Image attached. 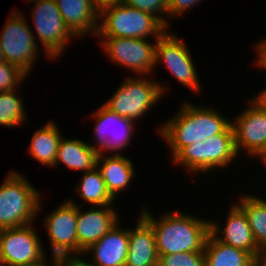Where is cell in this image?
<instances>
[{"instance_id": "cell-32", "label": "cell", "mask_w": 266, "mask_h": 266, "mask_svg": "<svg viewBox=\"0 0 266 266\" xmlns=\"http://www.w3.org/2000/svg\"><path fill=\"white\" fill-rule=\"evenodd\" d=\"M253 46L255 54H257V57H255L254 66L260 70L262 69L266 71V37L259 40V42L257 41V43Z\"/></svg>"}, {"instance_id": "cell-16", "label": "cell", "mask_w": 266, "mask_h": 266, "mask_svg": "<svg viewBox=\"0 0 266 266\" xmlns=\"http://www.w3.org/2000/svg\"><path fill=\"white\" fill-rule=\"evenodd\" d=\"M224 224L210 218V233L221 243L240 248L253 257L258 249L248 218L242 208L234 201L229 205Z\"/></svg>"}, {"instance_id": "cell-6", "label": "cell", "mask_w": 266, "mask_h": 266, "mask_svg": "<svg viewBox=\"0 0 266 266\" xmlns=\"http://www.w3.org/2000/svg\"><path fill=\"white\" fill-rule=\"evenodd\" d=\"M121 82L104 105L116 114L135 122L144 119L146 113L150 112L167 92L164 83L159 80L157 82L150 76L130 75Z\"/></svg>"}, {"instance_id": "cell-10", "label": "cell", "mask_w": 266, "mask_h": 266, "mask_svg": "<svg viewBox=\"0 0 266 266\" xmlns=\"http://www.w3.org/2000/svg\"><path fill=\"white\" fill-rule=\"evenodd\" d=\"M101 50L115 65L136 76H151L155 72L156 44L144 38L97 37Z\"/></svg>"}, {"instance_id": "cell-4", "label": "cell", "mask_w": 266, "mask_h": 266, "mask_svg": "<svg viewBox=\"0 0 266 266\" xmlns=\"http://www.w3.org/2000/svg\"><path fill=\"white\" fill-rule=\"evenodd\" d=\"M20 171L11 170L0 185V229L36 222L42 212V193Z\"/></svg>"}, {"instance_id": "cell-8", "label": "cell", "mask_w": 266, "mask_h": 266, "mask_svg": "<svg viewBox=\"0 0 266 266\" xmlns=\"http://www.w3.org/2000/svg\"><path fill=\"white\" fill-rule=\"evenodd\" d=\"M0 32L2 54L8 63L18 66L28 76L39 58V45L22 10L13 9Z\"/></svg>"}, {"instance_id": "cell-36", "label": "cell", "mask_w": 266, "mask_h": 266, "mask_svg": "<svg viewBox=\"0 0 266 266\" xmlns=\"http://www.w3.org/2000/svg\"><path fill=\"white\" fill-rule=\"evenodd\" d=\"M255 160H259L261 164H263L266 168V150Z\"/></svg>"}, {"instance_id": "cell-37", "label": "cell", "mask_w": 266, "mask_h": 266, "mask_svg": "<svg viewBox=\"0 0 266 266\" xmlns=\"http://www.w3.org/2000/svg\"><path fill=\"white\" fill-rule=\"evenodd\" d=\"M5 61L3 54H2V48H1V44H0V62Z\"/></svg>"}, {"instance_id": "cell-19", "label": "cell", "mask_w": 266, "mask_h": 266, "mask_svg": "<svg viewBox=\"0 0 266 266\" xmlns=\"http://www.w3.org/2000/svg\"><path fill=\"white\" fill-rule=\"evenodd\" d=\"M129 228L128 254L125 266H158L156 237L151 224L140 214Z\"/></svg>"}, {"instance_id": "cell-38", "label": "cell", "mask_w": 266, "mask_h": 266, "mask_svg": "<svg viewBox=\"0 0 266 266\" xmlns=\"http://www.w3.org/2000/svg\"><path fill=\"white\" fill-rule=\"evenodd\" d=\"M24 2H28V3H30V1L32 2V3H34V2H37V1H39V0H23Z\"/></svg>"}, {"instance_id": "cell-35", "label": "cell", "mask_w": 266, "mask_h": 266, "mask_svg": "<svg viewBox=\"0 0 266 266\" xmlns=\"http://www.w3.org/2000/svg\"><path fill=\"white\" fill-rule=\"evenodd\" d=\"M266 86L263 87V90L261 89V91H259L258 93H256L255 95H253V97L260 102L265 108H266Z\"/></svg>"}, {"instance_id": "cell-22", "label": "cell", "mask_w": 266, "mask_h": 266, "mask_svg": "<svg viewBox=\"0 0 266 266\" xmlns=\"http://www.w3.org/2000/svg\"><path fill=\"white\" fill-rule=\"evenodd\" d=\"M58 127L56 121L49 120L32 133L28 146L27 152L31 159L48 168H54L58 146L63 137Z\"/></svg>"}, {"instance_id": "cell-27", "label": "cell", "mask_w": 266, "mask_h": 266, "mask_svg": "<svg viewBox=\"0 0 266 266\" xmlns=\"http://www.w3.org/2000/svg\"><path fill=\"white\" fill-rule=\"evenodd\" d=\"M27 77L18 66L7 61L0 62V92L18 90Z\"/></svg>"}, {"instance_id": "cell-9", "label": "cell", "mask_w": 266, "mask_h": 266, "mask_svg": "<svg viewBox=\"0 0 266 266\" xmlns=\"http://www.w3.org/2000/svg\"><path fill=\"white\" fill-rule=\"evenodd\" d=\"M92 113L90 117L95 124L91 138L94 142L88 144L98 155H123L122 152L132 144L134 125L138 122L116 114L103 103Z\"/></svg>"}, {"instance_id": "cell-23", "label": "cell", "mask_w": 266, "mask_h": 266, "mask_svg": "<svg viewBox=\"0 0 266 266\" xmlns=\"http://www.w3.org/2000/svg\"><path fill=\"white\" fill-rule=\"evenodd\" d=\"M203 252L205 266H253L254 257L249 252L223 244L211 233Z\"/></svg>"}, {"instance_id": "cell-15", "label": "cell", "mask_w": 266, "mask_h": 266, "mask_svg": "<svg viewBox=\"0 0 266 266\" xmlns=\"http://www.w3.org/2000/svg\"><path fill=\"white\" fill-rule=\"evenodd\" d=\"M67 200L78 206V253H83L95 242H98L121 221L114 205L90 206L89 209L85 210L81 208L85 203L78 204L70 197Z\"/></svg>"}, {"instance_id": "cell-11", "label": "cell", "mask_w": 266, "mask_h": 266, "mask_svg": "<svg viewBox=\"0 0 266 266\" xmlns=\"http://www.w3.org/2000/svg\"><path fill=\"white\" fill-rule=\"evenodd\" d=\"M188 44L181 36L171 33L167 29L158 39L156 44L155 69L163 63L165 68L180 84L187 89H191L193 93L202 92L201 79L197 73L196 64Z\"/></svg>"}, {"instance_id": "cell-18", "label": "cell", "mask_w": 266, "mask_h": 266, "mask_svg": "<svg viewBox=\"0 0 266 266\" xmlns=\"http://www.w3.org/2000/svg\"><path fill=\"white\" fill-rule=\"evenodd\" d=\"M119 222L114 228L107 232L98 242H95L84 251L87 258L96 266H125L128 244L129 229L122 228Z\"/></svg>"}, {"instance_id": "cell-31", "label": "cell", "mask_w": 266, "mask_h": 266, "mask_svg": "<svg viewBox=\"0 0 266 266\" xmlns=\"http://www.w3.org/2000/svg\"><path fill=\"white\" fill-rule=\"evenodd\" d=\"M85 257V258H84ZM57 266H96L90 258L87 260L86 254L83 253H71V254H59L55 256Z\"/></svg>"}, {"instance_id": "cell-3", "label": "cell", "mask_w": 266, "mask_h": 266, "mask_svg": "<svg viewBox=\"0 0 266 266\" xmlns=\"http://www.w3.org/2000/svg\"><path fill=\"white\" fill-rule=\"evenodd\" d=\"M167 28L152 14L125 4L105 0L99 6V24L95 37L144 38L157 40Z\"/></svg>"}, {"instance_id": "cell-17", "label": "cell", "mask_w": 266, "mask_h": 266, "mask_svg": "<svg viewBox=\"0 0 266 266\" xmlns=\"http://www.w3.org/2000/svg\"><path fill=\"white\" fill-rule=\"evenodd\" d=\"M63 21L79 39L96 36L99 24V0H55ZM82 37V38H81Z\"/></svg>"}, {"instance_id": "cell-33", "label": "cell", "mask_w": 266, "mask_h": 266, "mask_svg": "<svg viewBox=\"0 0 266 266\" xmlns=\"http://www.w3.org/2000/svg\"><path fill=\"white\" fill-rule=\"evenodd\" d=\"M253 266H266V244L258 247L254 255Z\"/></svg>"}, {"instance_id": "cell-2", "label": "cell", "mask_w": 266, "mask_h": 266, "mask_svg": "<svg viewBox=\"0 0 266 266\" xmlns=\"http://www.w3.org/2000/svg\"><path fill=\"white\" fill-rule=\"evenodd\" d=\"M140 214L151 224L156 237L158 255L179 252H202L210 234V219L178 211H165L159 217L148 207ZM195 216V217H194Z\"/></svg>"}, {"instance_id": "cell-12", "label": "cell", "mask_w": 266, "mask_h": 266, "mask_svg": "<svg viewBox=\"0 0 266 266\" xmlns=\"http://www.w3.org/2000/svg\"><path fill=\"white\" fill-rule=\"evenodd\" d=\"M247 103L232 119L235 149L239 157L245 152L257 159L266 150V108L253 96Z\"/></svg>"}, {"instance_id": "cell-24", "label": "cell", "mask_w": 266, "mask_h": 266, "mask_svg": "<svg viewBox=\"0 0 266 266\" xmlns=\"http://www.w3.org/2000/svg\"><path fill=\"white\" fill-rule=\"evenodd\" d=\"M75 190L80 199L91 207L114 205L115 200L109 194L100 171L95 167L83 172Z\"/></svg>"}, {"instance_id": "cell-21", "label": "cell", "mask_w": 266, "mask_h": 266, "mask_svg": "<svg viewBox=\"0 0 266 266\" xmlns=\"http://www.w3.org/2000/svg\"><path fill=\"white\" fill-rule=\"evenodd\" d=\"M97 152L79 138H61L54 168L63 165L69 170L87 172L96 167Z\"/></svg>"}, {"instance_id": "cell-5", "label": "cell", "mask_w": 266, "mask_h": 266, "mask_svg": "<svg viewBox=\"0 0 266 266\" xmlns=\"http://www.w3.org/2000/svg\"><path fill=\"white\" fill-rule=\"evenodd\" d=\"M238 154L235 149L234 130L232 124L223 132L184 147L171 164L187 170L188 174L216 172L236 163ZM210 171V172H209Z\"/></svg>"}, {"instance_id": "cell-14", "label": "cell", "mask_w": 266, "mask_h": 266, "mask_svg": "<svg viewBox=\"0 0 266 266\" xmlns=\"http://www.w3.org/2000/svg\"><path fill=\"white\" fill-rule=\"evenodd\" d=\"M78 206L65 199L45 215L44 230L51 251L50 256L78 253Z\"/></svg>"}, {"instance_id": "cell-28", "label": "cell", "mask_w": 266, "mask_h": 266, "mask_svg": "<svg viewBox=\"0 0 266 266\" xmlns=\"http://www.w3.org/2000/svg\"><path fill=\"white\" fill-rule=\"evenodd\" d=\"M158 266H205L204 252H177L158 255Z\"/></svg>"}, {"instance_id": "cell-30", "label": "cell", "mask_w": 266, "mask_h": 266, "mask_svg": "<svg viewBox=\"0 0 266 266\" xmlns=\"http://www.w3.org/2000/svg\"><path fill=\"white\" fill-rule=\"evenodd\" d=\"M201 1L203 0H168V28H171V26H169L171 18H180L183 14L194 8L196 4H200Z\"/></svg>"}, {"instance_id": "cell-20", "label": "cell", "mask_w": 266, "mask_h": 266, "mask_svg": "<svg viewBox=\"0 0 266 266\" xmlns=\"http://www.w3.org/2000/svg\"><path fill=\"white\" fill-rule=\"evenodd\" d=\"M135 164L124 155H98L96 167L100 171L106 188L116 200L123 191H127L137 174Z\"/></svg>"}, {"instance_id": "cell-25", "label": "cell", "mask_w": 266, "mask_h": 266, "mask_svg": "<svg viewBox=\"0 0 266 266\" xmlns=\"http://www.w3.org/2000/svg\"><path fill=\"white\" fill-rule=\"evenodd\" d=\"M238 198L236 203L246 214L258 247L266 244V200L250 192L242 193Z\"/></svg>"}, {"instance_id": "cell-29", "label": "cell", "mask_w": 266, "mask_h": 266, "mask_svg": "<svg viewBox=\"0 0 266 266\" xmlns=\"http://www.w3.org/2000/svg\"><path fill=\"white\" fill-rule=\"evenodd\" d=\"M125 4L156 17L168 29V0H122Z\"/></svg>"}, {"instance_id": "cell-26", "label": "cell", "mask_w": 266, "mask_h": 266, "mask_svg": "<svg viewBox=\"0 0 266 266\" xmlns=\"http://www.w3.org/2000/svg\"><path fill=\"white\" fill-rule=\"evenodd\" d=\"M19 96H18V95ZM24 99L17 90L0 92V125L7 128L22 126L27 121ZM24 122V123H23Z\"/></svg>"}, {"instance_id": "cell-7", "label": "cell", "mask_w": 266, "mask_h": 266, "mask_svg": "<svg viewBox=\"0 0 266 266\" xmlns=\"http://www.w3.org/2000/svg\"><path fill=\"white\" fill-rule=\"evenodd\" d=\"M31 4H34L30 12L35 28L32 32L44 47L40 52L45 51V57L52 61L62 57L70 41L78 38L66 26L55 0H39Z\"/></svg>"}, {"instance_id": "cell-34", "label": "cell", "mask_w": 266, "mask_h": 266, "mask_svg": "<svg viewBox=\"0 0 266 266\" xmlns=\"http://www.w3.org/2000/svg\"><path fill=\"white\" fill-rule=\"evenodd\" d=\"M47 258H48V255L40 261L26 264V265H16V266H57V261H56L55 256L50 257V259H51L50 261H52L51 263L48 262L49 260Z\"/></svg>"}, {"instance_id": "cell-1", "label": "cell", "mask_w": 266, "mask_h": 266, "mask_svg": "<svg viewBox=\"0 0 266 266\" xmlns=\"http://www.w3.org/2000/svg\"><path fill=\"white\" fill-rule=\"evenodd\" d=\"M166 121L158 125L161 139L170 148L173 159L184 147L195 142L206 141L213 135L223 133L232 119L223 116L220 110L212 105H196L183 100L182 104Z\"/></svg>"}, {"instance_id": "cell-13", "label": "cell", "mask_w": 266, "mask_h": 266, "mask_svg": "<svg viewBox=\"0 0 266 266\" xmlns=\"http://www.w3.org/2000/svg\"><path fill=\"white\" fill-rule=\"evenodd\" d=\"M34 224L0 229V261L2 266L34 263L47 254Z\"/></svg>"}]
</instances>
